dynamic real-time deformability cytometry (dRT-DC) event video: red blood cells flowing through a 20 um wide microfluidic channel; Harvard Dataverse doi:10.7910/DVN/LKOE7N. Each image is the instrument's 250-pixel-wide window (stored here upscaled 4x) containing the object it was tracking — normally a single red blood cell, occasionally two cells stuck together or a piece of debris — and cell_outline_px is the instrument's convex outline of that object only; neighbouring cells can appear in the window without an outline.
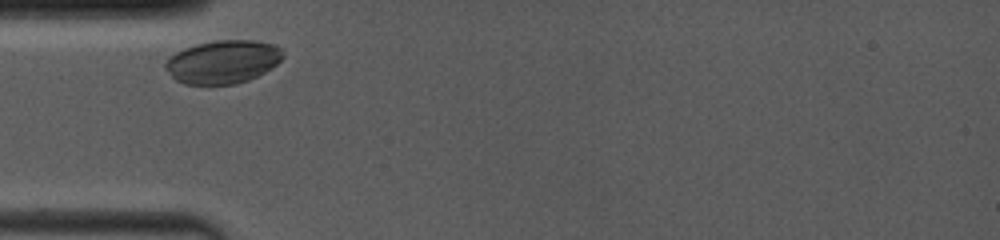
{"species": "common noctule bat (a hibernating species)", "species_latin": "Nyctalus noctula", "temperature_condition": "room temperature", "stored_images_in_passage": 14, "camera_frame_rate_fps": 4000, "um_per_image_px": 0.085, "animal": {"sex": "female", "body_mass_g": 19.0, "forearm_length_mm": 53.3}, "frame": {"image": 1, "passage_image": 1, "time_ms": 0.0, "image_size_px": [1000, 240], "cell_outline_px": [[284, 56], [276, 64], [264, 72], [248, 80], [236, 84], [184, 84], [176, 80], [164, 68], [164, 64], [176, 52], [184, 48], [196, 44], [216, 40], [256, 40], [276, 44], [284, 52]], "centroid_in_image_um": [18.96, 5.24], "position_along_channel_um": 66.0, "area_um2": 29.59}}
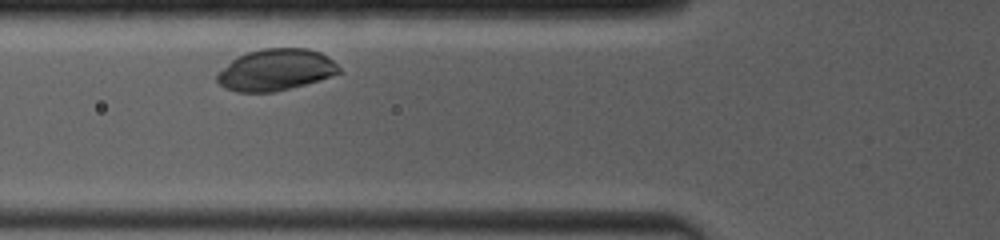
{"frame": {"image": 2, "passage_image": 5, "time_ms": 1.0, "image_size_px": [1000, 240], "cell_outline_px": [[344, 72], [320, 80], [272, 92], [236, 92], [224, 88], [216, 80], [216, 72], [232, 60], [248, 52], [264, 48], [308, 48], [320, 52], [328, 56]], "centroid_in_image_um": [23.44, 5.93], "position_along_channel_um": 102.4, "area_um2": 29.59}}
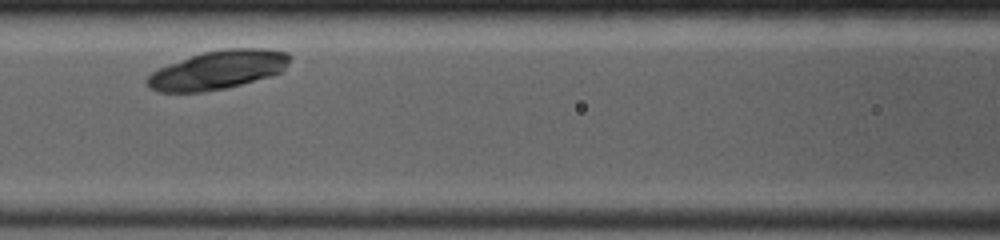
{"frame": {"image": 3, "passage_image": 10, "time_ms": 2.25, "image_size_px": [1000, 240], "cell_outline_px": [[292, 56], [284, 68], [280, 72], [268, 76], [240, 84], [224, 88], [204, 92], [160, 92], [148, 88], [144, 84], [144, 80], [152, 72], [168, 64], [204, 52], [224, 48], [264, 48], [288, 52]], "centroid_in_image_um": [18.48, 5.94], "position_along_channel_um": 148.1, "area_um2": 32.02}}